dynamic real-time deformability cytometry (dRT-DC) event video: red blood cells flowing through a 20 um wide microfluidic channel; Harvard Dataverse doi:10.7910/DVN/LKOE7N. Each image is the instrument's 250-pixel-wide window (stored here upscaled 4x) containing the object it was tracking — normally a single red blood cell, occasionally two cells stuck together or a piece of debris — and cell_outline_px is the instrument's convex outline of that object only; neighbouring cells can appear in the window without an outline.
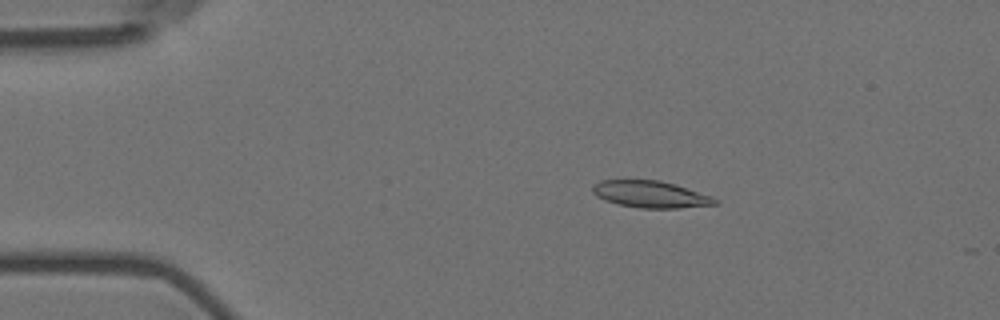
{"species": "Egyptian fruit bat (a non-hibernating species)", "species_latin": "Rousettus aegyptiacus", "temperature_condition": "room temperature", "stored_images_in_passage": 9, "camera_frame_rate_fps": 3000, "um_per_image_px": 0.085, "animal": {"sex": "female"}, "frame": {"image": 1, "passage_image": 1, "time_ms": 0.0, "image_size_px": [1000, 320], "cell_outline_px": [[720, 204], [680, 208], [640, 208], [616, 204], [604, 200], [596, 196], [592, 192], [592, 184], [600, 180], [660, 180], [676, 184], [712, 196], [720, 200]], "centroid_in_image_um": [55.31, 16.52], "position_along_channel_um": 29.7, "area_um2": 19.48}}
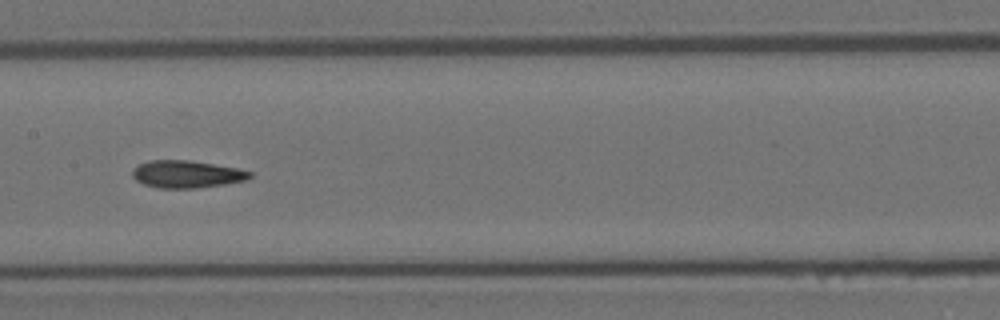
{"frame": {"image": 2, "passage_image": 6, "time_ms": 1.667, "image_size_px": [1000, 320], "cell_outline_px": [[252, 176], [248, 180], [200, 188], [156, 188], [144, 184], [136, 180], [132, 176], [132, 168], [148, 160], [188, 160], [236, 168], [252, 172]], "centroid_in_image_um": [15.85, 14.81], "position_along_channel_um": 191.6, "area_um2": 18.79}}
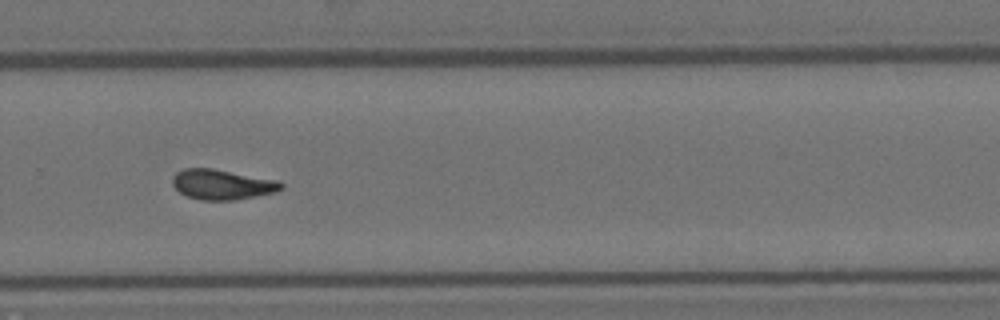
{"frame": {"image": 3, "passage_image": 9, "time_ms": 2.667, "image_size_px": [1000, 320], "cell_outline_px": [[284, 188], [276, 192], [236, 200], [200, 200], [188, 196], [180, 192], [172, 184], [172, 176], [176, 172], [184, 168], [212, 168], [276, 180], [284, 184]], "centroid_in_image_um": [18.87, 15.68], "position_along_channel_um": 310.9, "area_um2": 19.07}}